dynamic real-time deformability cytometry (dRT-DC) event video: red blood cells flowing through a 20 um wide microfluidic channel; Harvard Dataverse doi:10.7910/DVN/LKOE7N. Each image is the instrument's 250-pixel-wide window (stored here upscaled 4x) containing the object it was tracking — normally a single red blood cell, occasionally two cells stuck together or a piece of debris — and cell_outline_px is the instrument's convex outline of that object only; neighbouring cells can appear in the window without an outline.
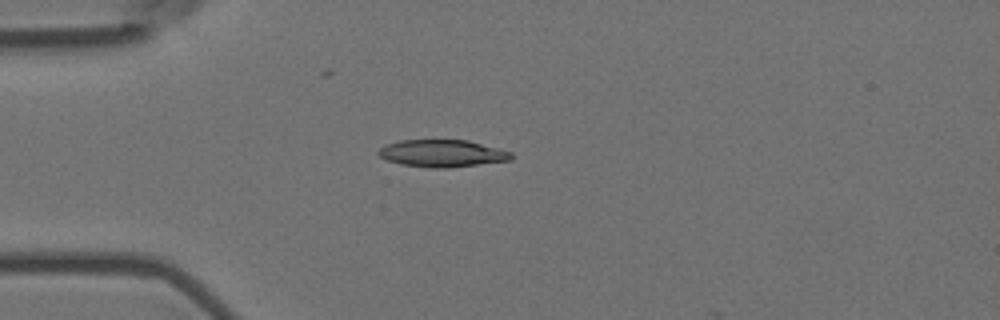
{"species": "Egyptian fruit bat (a non-hibernating species)", "species_latin": "Rousettus aegyptiacus", "temperature_condition": "room temperature", "stored_images_in_passage": 2, "camera_frame_rate_fps": 3000, "um_per_image_px": 0.085, "animal": {"sex": "female"}, "frame": {"image": 1, "passage_image": 1, "time_ms": 0.0, "image_size_px": [1000, 320], "cell_outline_px": [[512, 160], [448, 168], [428, 168], [400, 164], [388, 160], [380, 156], [376, 152], [384, 144], [400, 140], [468, 140], [500, 148], [512, 152]], "centroid_in_image_um": [37.59, 13.03], "position_along_channel_um": 47.4, "area_um2": 21.27}}